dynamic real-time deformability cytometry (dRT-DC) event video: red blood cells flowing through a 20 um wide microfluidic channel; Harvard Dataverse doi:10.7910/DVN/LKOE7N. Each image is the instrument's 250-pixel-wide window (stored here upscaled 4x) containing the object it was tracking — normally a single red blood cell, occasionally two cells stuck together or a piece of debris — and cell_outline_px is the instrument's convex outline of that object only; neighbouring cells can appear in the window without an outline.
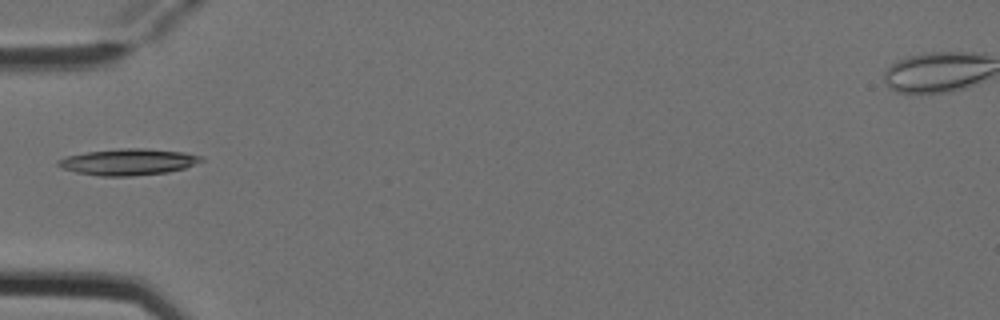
{"species": "Egyptian fruit bat (a non-hibernating species)", "species_latin": "Rousettus aegyptiacus", "temperature_condition": "cold", "stored_images_in_passage": 6, "camera_frame_rate_fps": 3000, "um_per_image_px": 0.085, "animal": {"sex": "female"}, "frame": {"image": 1, "passage_image": 5, "time_ms": 1.333, "image_size_px": [1000, 320], "cell_outline_px": [[204, 160], [184, 168], [168, 172], [132, 176], [100, 176], [76, 172], [64, 168], [56, 164], [56, 160], [64, 156], [88, 152], [120, 148], [144, 148], [184, 152], [204, 156]], "centroid_in_image_um": [10.9, 13.76], "position_along_channel_um": 74.1, "area_um2": 22.02}}
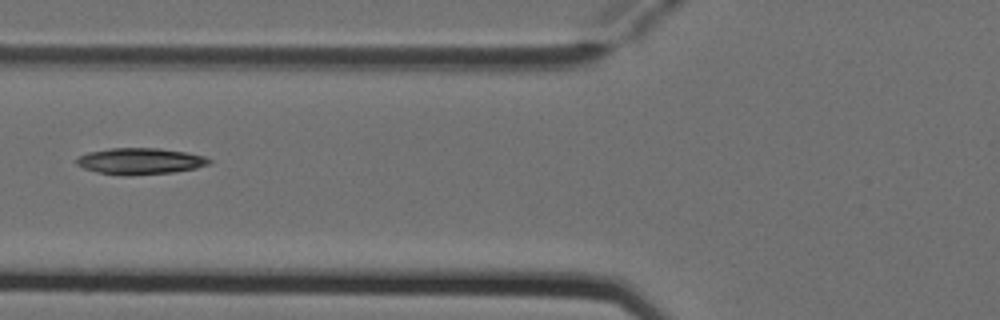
{"frame": {"image": 2, "passage_image": 6, "time_ms": 1.667, "image_size_px": [1000, 320], "cell_outline_px": [[212, 164], [196, 168], [172, 172], [124, 176], [96, 172], [84, 168], [76, 164], [76, 160], [80, 156], [88, 152], [112, 148], [160, 148], [184, 152], [204, 156], [212, 160]], "centroid_in_image_um": [11.92, 13.7], "position_along_channel_um": 113.9, "area_um2": 20.35}}